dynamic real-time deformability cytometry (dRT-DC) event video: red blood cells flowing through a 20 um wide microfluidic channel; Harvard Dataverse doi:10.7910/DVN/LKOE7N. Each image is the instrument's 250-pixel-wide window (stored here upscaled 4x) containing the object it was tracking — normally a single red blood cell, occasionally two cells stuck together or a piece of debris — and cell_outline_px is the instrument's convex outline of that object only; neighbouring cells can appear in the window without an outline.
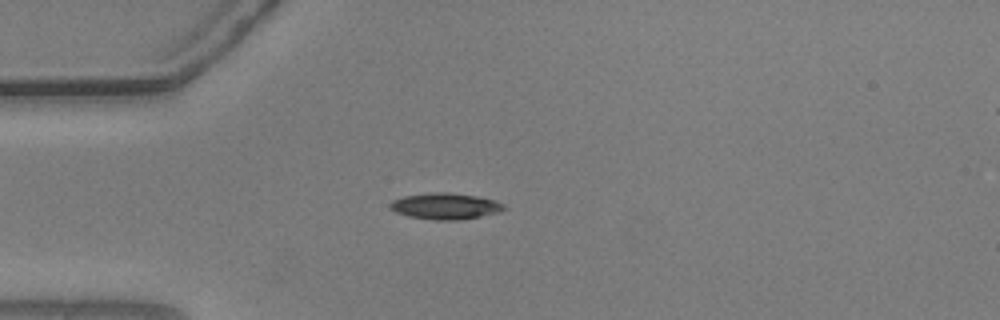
{"species": "common noctule bat (a hibernating species)", "species_latin": "Nyctalus noctula", "temperature_condition": "warm", "stored_images_in_passage": 11, "camera_frame_rate_fps": 3000, "um_per_image_px": 0.085, "animal": {"sex": "male", "body_mass_g": 20.5, "forearm_length_mm": 52.5}, "frame": {"image": 1, "passage_image": 1, "time_ms": 0.0, "image_size_px": [1000, 320], "cell_outline_px": [[504, 208], [500, 212], [460, 220], [432, 220], [408, 216], [396, 212], [388, 208], [388, 204], [392, 200], [404, 196], [436, 192], [448, 192], [476, 196], [492, 200], [504, 204]], "centroid_in_image_um": [37.8, 17.53], "position_along_channel_um": 47.2, "area_um2": 17.34}}
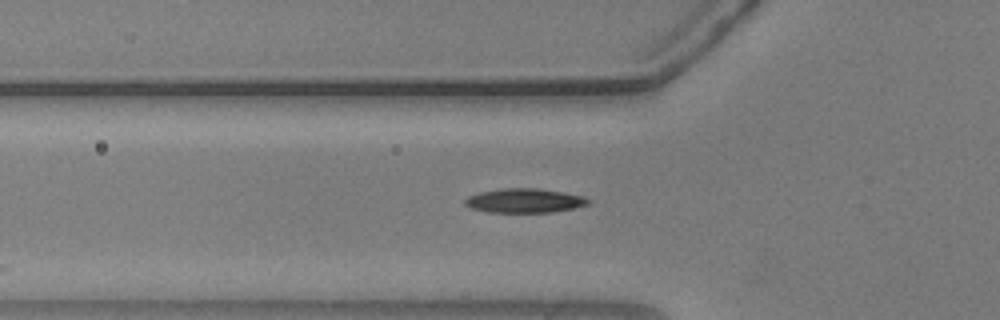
{"frame": {"image": 2, "passage_image": 5, "time_ms": 1.333, "image_size_px": [1000, 320], "cell_outline_px": [[592, 200], [588, 204], [572, 208], [552, 212], [488, 212], [468, 208], [464, 204], [464, 200], [468, 196], [480, 192], [504, 188], [536, 188], [564, 192], [584, 196]], "centroid_in_image_um": [44.56, 17.05], "position_along_channel_um": 81.2, "area_um2": 17.46}}